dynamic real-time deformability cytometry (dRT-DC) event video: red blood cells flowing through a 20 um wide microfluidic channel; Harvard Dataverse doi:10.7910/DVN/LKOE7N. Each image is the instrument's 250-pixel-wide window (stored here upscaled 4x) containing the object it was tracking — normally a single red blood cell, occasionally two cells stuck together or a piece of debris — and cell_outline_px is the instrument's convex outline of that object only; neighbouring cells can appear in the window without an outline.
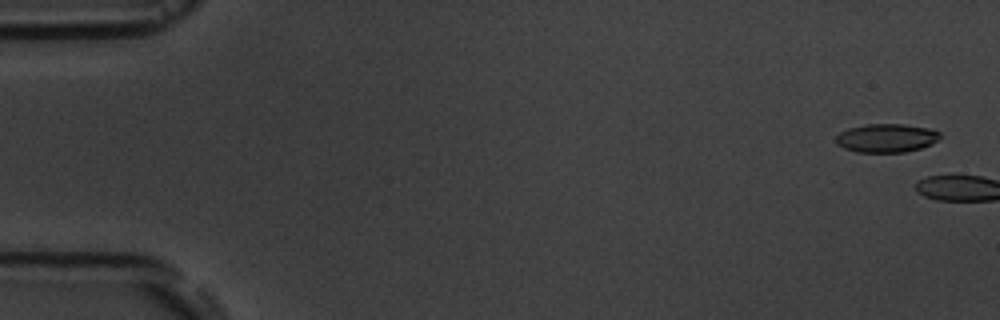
{"species": "common noctule bat (a hibernating species)", "species_latin": "Nyctalus noctula", "temperature_condition": "room temperature", "stored_images_in_passage": 8, "camera_frame_rate_fps": 3000, "um_per_image_px": 0.085, "animal": {"sex": "male", "body_mass_g": 19.5, "forearm_length_mm": 54.6}, "frame": {"image": 1, "passage_image": 1, "time_ms": 0.0, "image_size_px": [1000, 320], "cell_outline_px": [[940, 136], [932, 144], [920, 148], [904, 152], [856, 152], [844, 148], [836, 144], [836, 136], [840, 132], [848, 128], [864, 124], [904, 124], [928, 128], [940, 132]], "centroid_in_image_um": [75.32, 11.73], "position_along_channel_um": 9.7, "area_um2": 17.34}}